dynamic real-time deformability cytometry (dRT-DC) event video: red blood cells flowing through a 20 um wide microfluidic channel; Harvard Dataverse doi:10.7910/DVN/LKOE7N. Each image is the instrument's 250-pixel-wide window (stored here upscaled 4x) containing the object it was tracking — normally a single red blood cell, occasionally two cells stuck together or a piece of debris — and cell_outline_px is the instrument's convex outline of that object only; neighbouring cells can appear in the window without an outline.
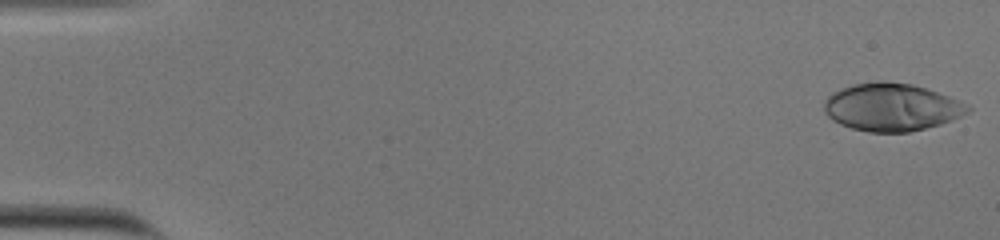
{"species": "human", "species_latin": "Homo sapiens", "temperature_condition": "cold", "stored_images_in_passage": 55, "camera_frame_rate_fps": 3000, "um_per_image_px": 0.085, "donor": {"sex": "male"}, "frame": {"image": 1, "passage_image": 2, "time_ms": 0.333, "image_size_px": [1000, 240], "cell_outline_px": [[956, 116], [948, 120], [924, 128], [908, 132], [872, 132], [852, 128], [828, 116], [824, 108], [824, 104], [836, 92], [844, 88], [856, 84], [908, 84], [924, 88], [936, 92], [944, 96], [948, 100]], "centroid_in_image_um": [75.52, 9.15], "position_along_channel_um": 9.5, "area_um2": 35.89}}
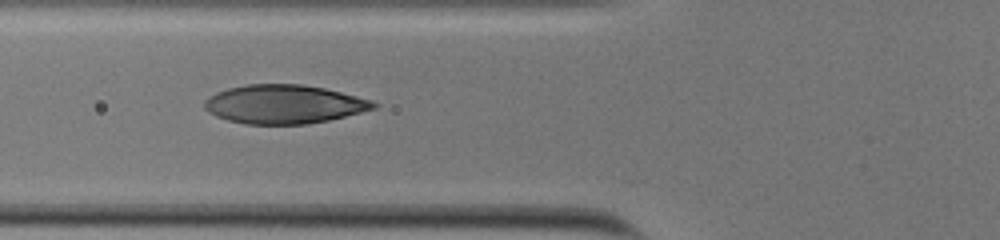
{"frame": {"image": 2, "passage_image": 22, "time_ms": 7.0, "image_size_px": [1000, 240], "cell_outline_px": [[376, 108], [328, 120], [304, 124], [248, 124], [228, 120], [216, 116], [204, 108], [204, 100], [228, 88], [248, 84], [300, 84], [324, 88], [340, 92], [368, 100], [376, 104]], "centroid_in_image_um": [24.1, 8.86], "position_along_channel_um": 101.7, "area_um2": 37.51}}
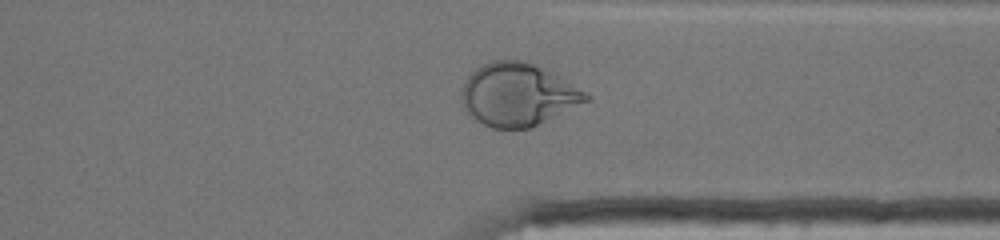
{"frame": {"image": 3, "passage_image": 43, "time_ms": 14.0, "image_size_px": [1000, 240], "cell_outline_px": [[592, 100], [528, 128], [492, 128], [484, 124], [472, 116], [464, 108], [464, 84], [468, 76], [476, 68], [484, 64], [496, 60], [520, 60], [532, 64], [588, 92], [592, 96]], "centroid_in_image_um": [44.06, 8.05], "position_along_channel_um": 367.3, "area_um2": 44.45}, "authors_computed_cell_mechanics": {"area_um2": 37.2232, "velocity_mm_per_s": 3.7953, "shape_relaxation_time_tau1_ms": 6.916, "shape_relaxation_time_tau2_ms": 0.6867, "deformation_change_tau1": 0.2842, "deformation_change_tau2": 0.0576}}